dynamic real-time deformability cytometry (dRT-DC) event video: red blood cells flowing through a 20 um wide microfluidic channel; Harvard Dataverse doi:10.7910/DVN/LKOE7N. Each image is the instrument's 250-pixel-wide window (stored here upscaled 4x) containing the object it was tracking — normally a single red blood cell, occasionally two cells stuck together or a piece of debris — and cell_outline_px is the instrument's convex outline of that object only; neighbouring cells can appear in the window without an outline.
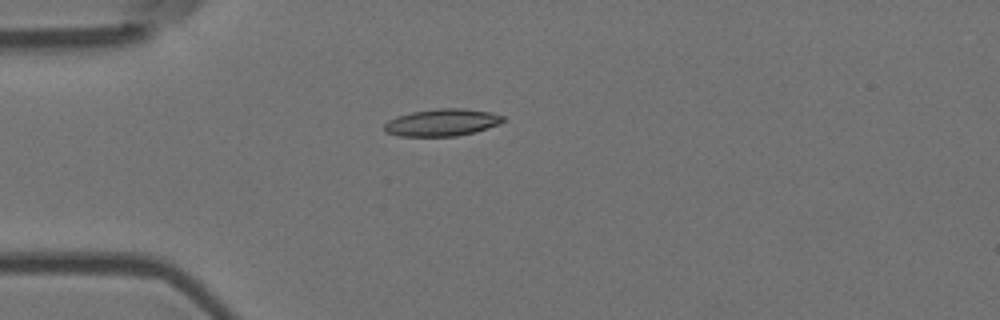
{"species": "Egyptian fruit bat (a non-hibernating species)", "species_latin": "Rousettus aegyptiacus", "temperature_condition": "room temperature", "stored_images_in_passage": 2, "camera_frame_rate_fps": 3000, "um_per_image_px": 0.085, "animal": {"sex": "female"}, "frame": {"image": 1, "passage_image": 2, "time_ms": 0.333, "image_size_px": [1000, 320], "cell_outline_px": [[504, 120], [500, 124], [476, 132], [456, 136], [400, 136], [384, 132], [384, 124], [388, 120], [396, 116], [412, 112], [436, 108], [464, 108], [492, 112], [504, 116]], "centroid_in_image_um": [37.58, 10.41], "position_along_channel_um": 47.4, "area_um2": 19.02}}